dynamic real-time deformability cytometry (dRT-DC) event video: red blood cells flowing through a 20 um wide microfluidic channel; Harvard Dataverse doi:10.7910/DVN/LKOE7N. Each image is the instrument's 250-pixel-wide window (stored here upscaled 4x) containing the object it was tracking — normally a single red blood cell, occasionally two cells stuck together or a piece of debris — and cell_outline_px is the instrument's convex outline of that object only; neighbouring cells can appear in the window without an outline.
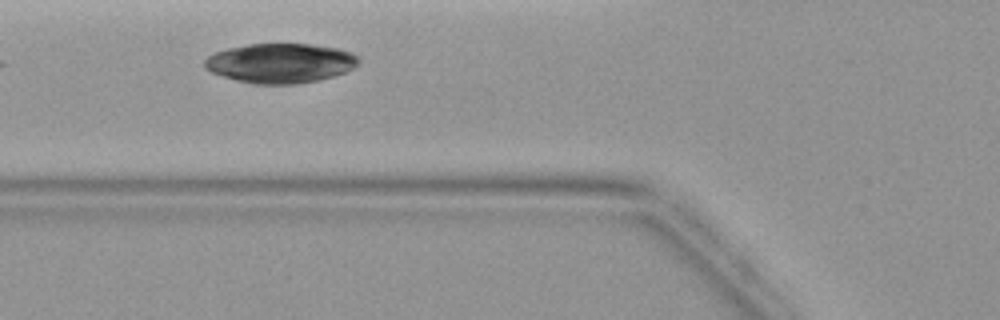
{"species": "common noctule bat (a hibernating species)", "species_latin": "Nyctalus noctula", "temperature_condition": "warm", "stored_images_in_passage": 2, "camera_frame_rate_fps": 3000, "um_per_image_px": 0.085, "animal": {"sex": "female", "body_mass_g": 19.9}, "frame": {"image": 1, "passage_image": 2, "time_ms": 1.0, "image_size_px": [1000, 320], "cell_outline_px": [[360, 60], [352, 68], [344, 72], [332, 76], [316, 80], [296, 84], [252, 84], [236, 80], [212, 72], [204, 68], [204, 60], [208, 56], [216, 52], [228, 48], [248, 44], [312, 44], [336, 48], [352, 52]], "centroid_in_image_um": [23.81, 5.36], "position_along_channel_um": 102.0, "area_um2": 35.32}}